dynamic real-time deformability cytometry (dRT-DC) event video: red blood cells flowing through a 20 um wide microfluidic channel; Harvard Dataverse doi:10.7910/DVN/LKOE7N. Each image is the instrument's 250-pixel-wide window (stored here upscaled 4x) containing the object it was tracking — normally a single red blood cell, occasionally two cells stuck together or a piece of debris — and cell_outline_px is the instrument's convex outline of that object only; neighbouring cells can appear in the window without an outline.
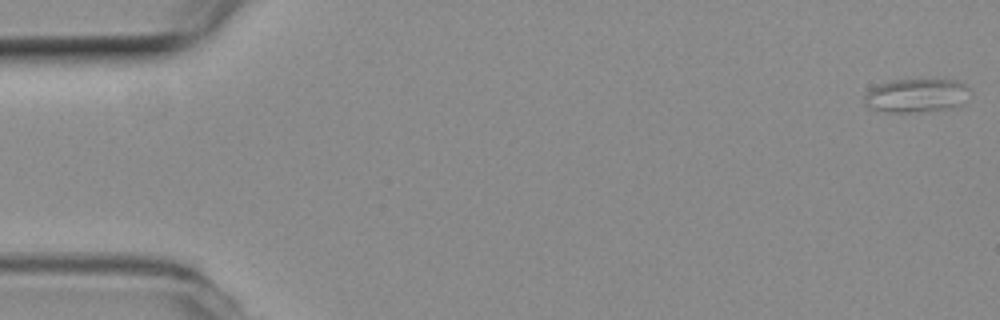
{"species": "common noctule bat (a hibernating species)", "species_latin": "Nyctalus noctula", "temperature_condition": "room temperature", "stored_images_in_passage": 23, "camera_frame_rate_fps": 3000, "um_per_image_px": 0.085, "animal": {"sex": "female", "body_mass_g": 19.3, "forearm_length_mm": 54.1}, "frame": {"image": 1, "passage_image": 1, "time_ms": 0.0, "image_size_px": [1000, 320], "cell_outline_px": [[972, 92], [964, 104], [960, 108], [936, 112], [884, 112], [868, 108], [864, 104], [864, 96], [872, 88], [880, 84], [896, 80], [956, 80], [972, 88]], "centroid_in_image_um": [78.01, 8.16], "position_along_channel_um": 7.0, "area_um2": 21.5}}
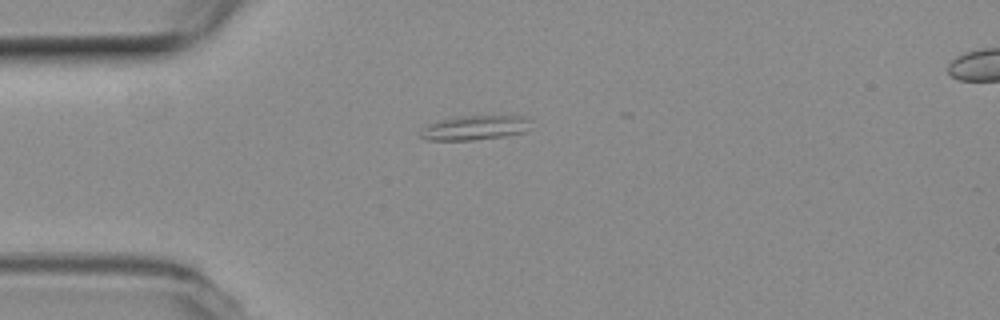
{"frame": {"image": 2, "passage_image": 14, "time_ms": 4.333, "image_size_px": [1000, 320], "cell_outline_px": [[528, 120], [524, 132], [504, 136], [472, 140], [424, 140], [420, 136], [424, 128], [428, 124], [444, 120], [464, 116], [524, 116]], "centroid_in_image_um": [40.32, 10.87], "position_along_channel_um": 44.7, "area_um2": 15.14}}
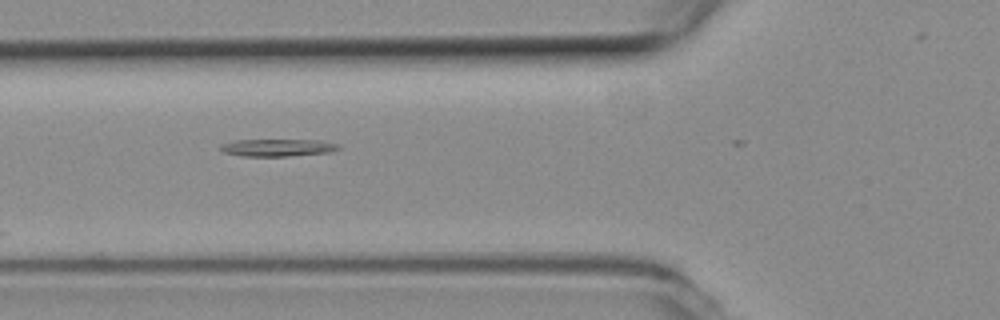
{"frame": {"image": 3, "passage_image": 20, "time_ms": 6.333, "image_size_px": [1000, 320], "cell_outline_px": [[340, 148], [328, 152], [288, 156], [240, 156], [224, 152], [220, 148], [220, 144], [236, 140], [320, 140], [340, 144]], "centroid_in_image_um": [23.59, 12.54], "position_along_channel_um": 102.2, "area_um2": 11.85}}